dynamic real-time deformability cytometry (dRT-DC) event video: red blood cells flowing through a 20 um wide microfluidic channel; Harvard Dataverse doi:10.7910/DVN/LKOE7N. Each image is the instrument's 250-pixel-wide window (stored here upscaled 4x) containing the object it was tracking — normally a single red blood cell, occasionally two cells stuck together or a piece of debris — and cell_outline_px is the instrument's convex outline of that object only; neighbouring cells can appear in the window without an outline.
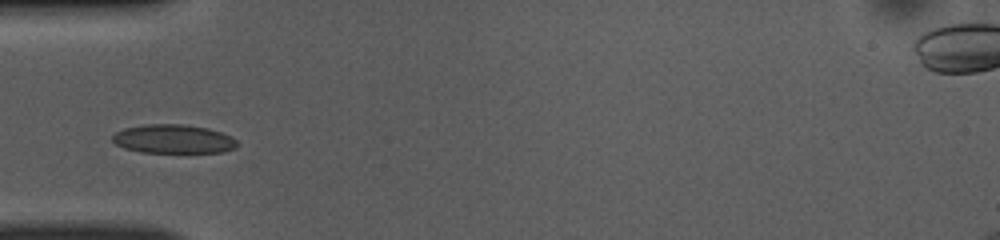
{"species": "common noctule bat (a hibernating species)", "species_latin": "Nyctalus noctula", "temperature_condition": "room temperature", "stored_images_in_passage": 36, "camera_frame_rate_fps": 3000, "um_per_image_px": 0.085, "animal": {"sex": "female", "body_mass_g": 10.0, "forearm_length_mm": 53.1}, "frame": {"image": 1, "passage_image": 1, "time_ms": 0.0, "image_size_px": [1000, 240], "cell_outline_px": [[236, 148], [224, 152], [140, 152], [124, 148], [116, 144], [112, 140], [112, 136], [116, 132], [124, 128], [144, 124], [184, 124], [208, 128], [232, 136], [236, 140]], "centroid_in_image_um": [14.73, 11.81], "position_along_channel_um": 70.3, "area_um2": 20.98}}
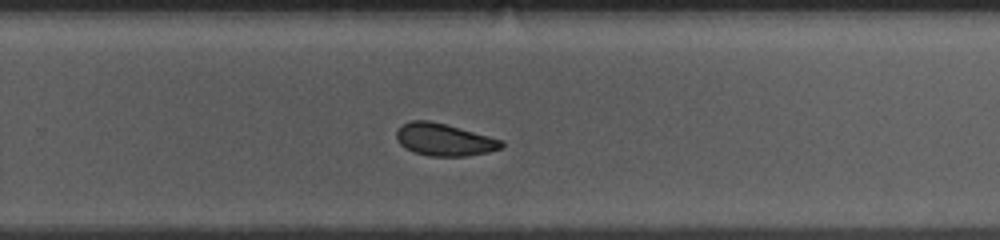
{"frame": {"image": 2, "passage_image": 18, "time_ms": 5.667, "image_size_px": [1000, 240], "cell_outline_px": [[504, 144], [500, 148], [488, 152], [464, 156], [428, 156], [404, 148], [396, 140], [396, 132], [400, 124], [412, 120], [428, 120], [444, 124], [504, 140]], "centroid_in_image_um": [37.71, 11.87], "position_along_channel_um": 292.1, "area_um2": 19.71}}
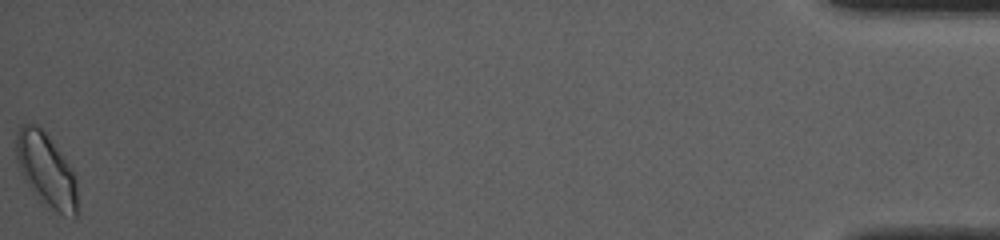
{"frame": {"image": 3, "passage_image": 36, "time_ms": 11.667, "image_size_px": [1000, 240], "cell_outline_px": [[76, 216], [64, 216], [40, 204], [24, 180], [20, 172], [16, 160], [16, 136], [20, 128], [24, 124], [36, 124], [48, 136], [72, 172], [76, 184]], "centroid_in_image_um": [3.87, 14.52], "position_along_channel_um": 431.3, "area_um2": 25.89}, "authors_computed_cell_mechanics": {"area_um2": 20.2589, "velocity_mm_per_s": 3.9089, "shape_relaxation_time_tau1_ms": 3.7611, "shape_relaxation_time_tau2_ms": 2.8239, "deformation_change_tau1": 0.0932, "deformation_change_tau2": 0.0736}}